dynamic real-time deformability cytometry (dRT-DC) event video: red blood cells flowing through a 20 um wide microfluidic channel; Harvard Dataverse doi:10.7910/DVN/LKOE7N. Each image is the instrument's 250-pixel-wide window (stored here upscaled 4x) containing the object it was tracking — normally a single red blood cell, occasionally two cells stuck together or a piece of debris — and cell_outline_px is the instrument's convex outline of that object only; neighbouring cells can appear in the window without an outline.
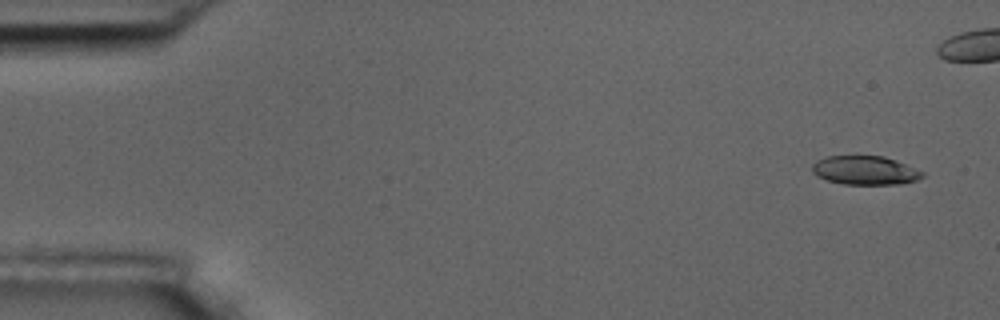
{"species": "common noctule bat (a hibernating species)", "species_latin": "Nyctalus noctula", "temperature_condition": "room temperature", "stored_images_in_passage": 3, "camera_frame_rate_fps": 3000, "um_per_image_px": 0.085, "animal": {"sex": "male", "body_mass_g": 17.5, "forearm_length_mm": 52.3}, "frame": {"image": 1, "passage_image": 1, "time_ms": 0.0, "image_size_px": [1000, 320], "cell_outline_px": [[924, 176], [916, 180], [896, 184], [844, 184], [828, 180], [812, 172], [812, 164], [816, 160], [828, 156], [884, 156], [896, 160], [924, 172]], "centroid_in_image_um": [73.53, 14.47], "position_along_channel_um": 11.5, "area_um2": 18.32}}